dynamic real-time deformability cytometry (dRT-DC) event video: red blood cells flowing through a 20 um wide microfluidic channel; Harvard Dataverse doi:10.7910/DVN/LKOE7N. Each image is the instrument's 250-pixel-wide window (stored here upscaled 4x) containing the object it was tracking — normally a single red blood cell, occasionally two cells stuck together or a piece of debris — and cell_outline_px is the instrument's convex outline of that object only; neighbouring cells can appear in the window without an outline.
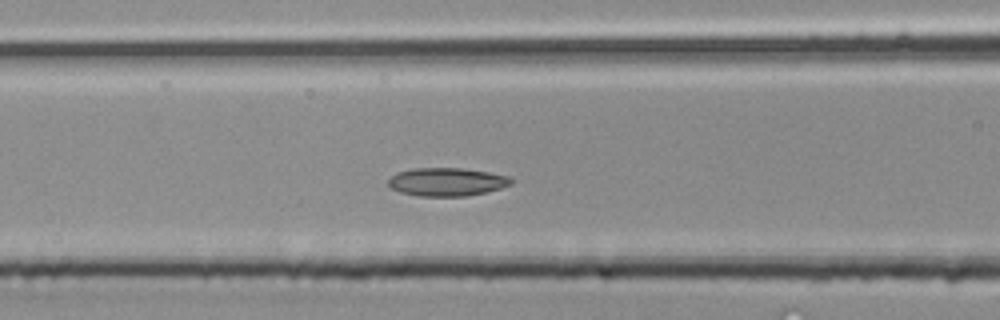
{"species": "common noctule bat (a hibernating species)", "species_latin": "Nyctalus noctula", "temperature_condition": "room temperature", "stored_images_in_passage": 11, "camera_frame_rate_fps": 3000, "um_per_image_px": 0.085, "animal": {"sex": "male", "body_mass_g": 20.4}, "frame": {"image": 1, "passage_image": 7, "time_ms": 2.0, "image_size_px": [1000, 320], "cell_outline_px": [[512, 184], [488, 192], [464, 196], [420, 196], [400, 192], [392, 188], [388, 184], [388, 180], [396, 172], [412, 168], [464, 168], [512, 176]], "centroid_in_image_um": [38.0, 15.45], "position_along_channel_um": 128.6, "area_um2": 20.35}}
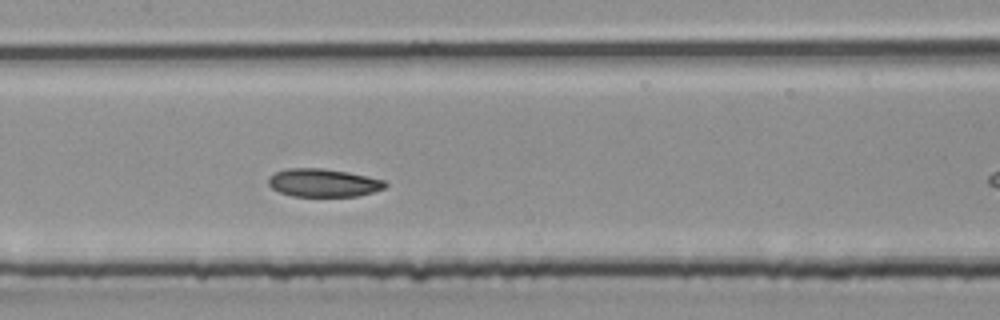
{"frame": {"image": 2, "passage_image": 10, "time_ms": 3.0, "image_size_px": [1000, 320], "cell_outline_px": [[388, 184], [384, 188], [360, 196], [292, 196], [280, 192], [272, 188], [268, 184], [268, 176], [276, 172], [288, 168], [324, 168], [348, 172], [368, 176], [384, 180]], "centroid_in_image_um": [27.48, 15.53], "position_along_channel_um": 179.9, "area_um2": 19.19}}